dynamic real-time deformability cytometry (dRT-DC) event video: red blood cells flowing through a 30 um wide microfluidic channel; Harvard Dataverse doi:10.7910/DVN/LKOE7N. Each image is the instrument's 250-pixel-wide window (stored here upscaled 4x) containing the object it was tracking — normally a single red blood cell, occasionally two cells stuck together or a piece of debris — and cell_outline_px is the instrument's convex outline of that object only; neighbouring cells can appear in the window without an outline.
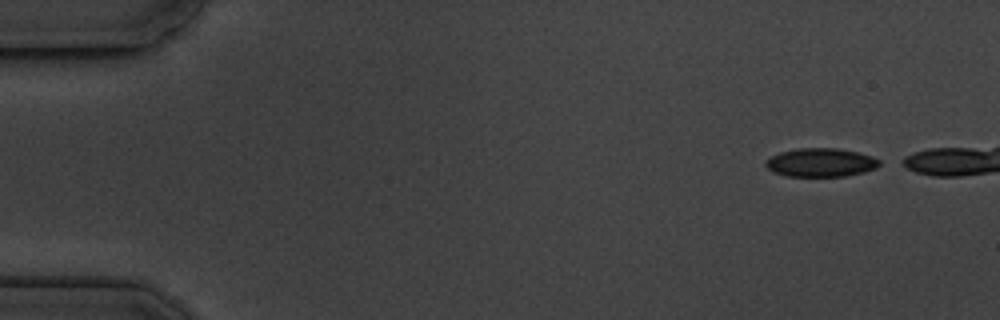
{"species": "common noctule bat (a hibernating species)", "species_latin": "Nyctalus noctula", "temperature_condition": "cold", "stored_images_in_passage": 3, "camera_frame_rate_fps": 3000, "um_per_image_px": 0.085, "animal": {"sex": "male", "body_mass_g": 19.5, "forearm_length_mm": 54.6}, "frame": {"image": 1, "passage_image": 1, "time_ms": 0.0, "image_size_px": [1000, 320], "cell_outline_px": [[880, 164], [876, 168], [864, 172], [844, 176], [788, 176], [772, 172], [764, 164], [764, 160], [780, 152], [796, 148], [836, 148], [860, 152], [872, 156], [880, 160]], "centroid_in_image_um": [69.76, 13.8], "position_along_channel_um": 15.2, "area_um2": 19.07}}